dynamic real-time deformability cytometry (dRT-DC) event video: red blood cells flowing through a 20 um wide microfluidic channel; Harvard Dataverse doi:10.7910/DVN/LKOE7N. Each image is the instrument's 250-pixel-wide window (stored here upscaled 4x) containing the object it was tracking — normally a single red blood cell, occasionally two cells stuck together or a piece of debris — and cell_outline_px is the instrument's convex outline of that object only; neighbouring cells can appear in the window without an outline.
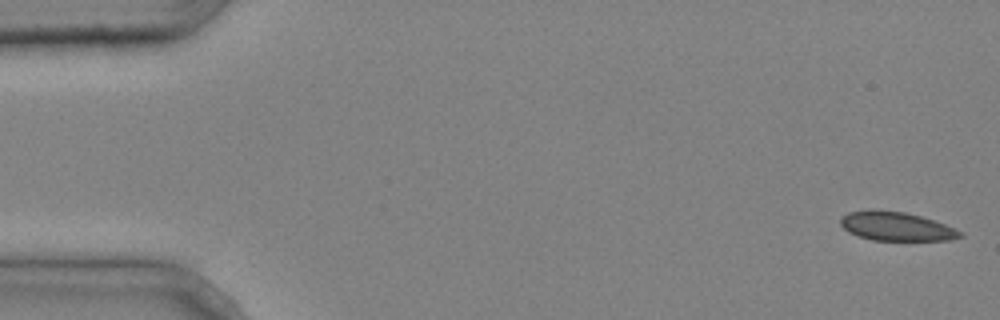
{"species": "common noctule bat (a hibernating species)", "species_latin": "Nyctalus noctula", "temperature_condition": "cold", "stored_images_in_passage": 4, "camera_frame_rate_fps": 3000, "um_per_image_px": 0.085, "animal": {"sex": "male", "body_mass_g": 20.4}, "frame": {"image": 1, "passage_image": 1, "time_ms": 0.0, "image_size_px": [1000, 320], "cell_outline_px": [[964, 236], [952, 240], [872, 240], [856, 236], [848, 232], [840, 224], [840, 216], [848, 212], [872, 208], [904, 212], [920, 216], [944, 224], [964, 232]], "centroid_in_image_um": [76.14, 19.23], "position_along_channel_um": 8.9, "area_um2": 20.4}}
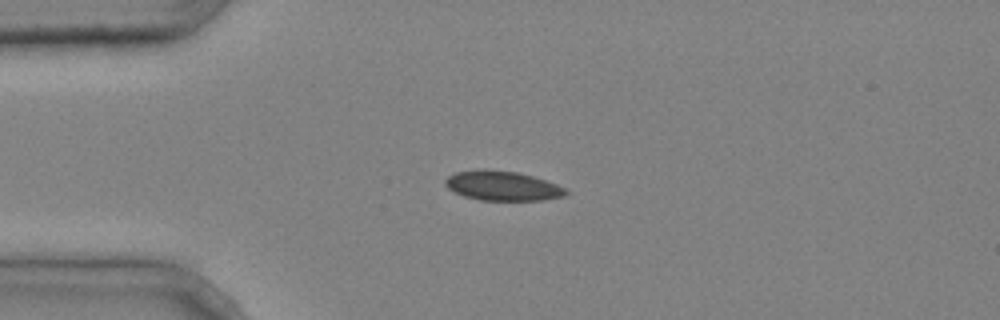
{"frame": {"image": 2, "passage_image": 3, "time_ms": 0.667, "image_size_px": [1000, 320], "cell_outline_px": [[568, 192], [564, 196], [544, 200], [480, 200], [464, 196], [448, 188], [444, 184], [444, 180], [448, 176], [456, 172], [484, 168], [516, 172], [532, 176], [556, 184], [564, 188]], "centroid_in_image_um": [42.68, 15.79], "position_along_channel_um": 42.3, "area_um2": 20.69}}